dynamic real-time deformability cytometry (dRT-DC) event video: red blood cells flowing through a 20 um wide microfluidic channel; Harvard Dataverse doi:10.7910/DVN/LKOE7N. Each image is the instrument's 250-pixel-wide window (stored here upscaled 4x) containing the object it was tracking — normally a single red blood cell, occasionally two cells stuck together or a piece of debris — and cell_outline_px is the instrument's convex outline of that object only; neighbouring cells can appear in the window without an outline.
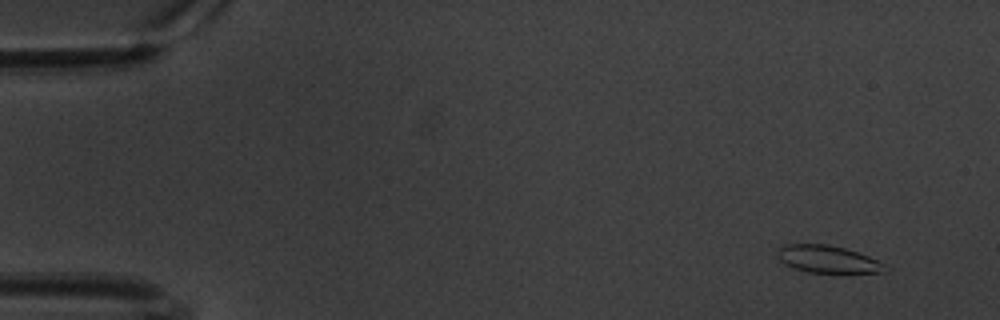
{"species": "common noctule bat (a hibernating species)", "species_latin": "Nyctalus noctula", "temperature_condition": "warm", "stored_images_in_passage": 57, "camera_frame_rate_fps": 3000, "um_per_image_px": 0.085, "animal": {"sex": "male", "body_mass_g": 20.1, "forearm_length_mm": 53.5}, "frame": {"image": 1, "passage_image": 1, "time_ms": 0.0, "image_size_px": [1000, 320], "cell_outline_px": [[892, 268], [884, 272], [808, 272], [784, 264], [776, 256], [776, 248], [784, 244], [828, 244], [844, 248], [868, 256]], "centroid_in_image_um": [70.32, 22.02], "position_along_channel_um": 14.7, "area_um2": 17.11}}
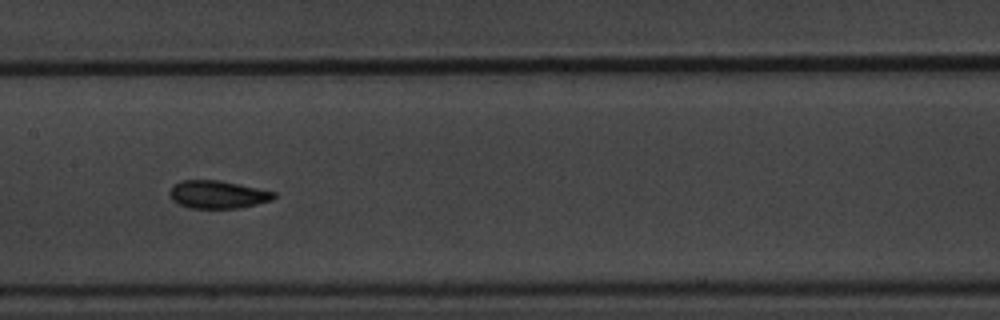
{"frame": {"image": 2, "passage_image": 27, "time_ms": 8.667, "image_size_px": [1000, 320], "cell_outline_px": [[276, 196], [272, 200], [240, 208], [188, 208], [172, 200], [168, 192], [172, 184], [180, 180], [220, 180], [276, 192]], "centroid_in_image_um": [18.47, 16.52], "position_along_channel_um": 188.9, "area_um2": 17.05}}
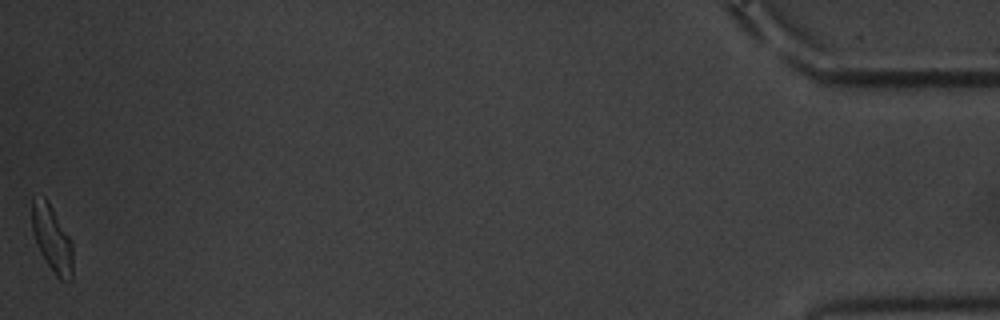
{"frame": {"image": 3, "passage_image": 57, "time_ms": 18.667, "image_size_px": [1000, 320], "cell_outline_px": [[72, 280], [60, 280], [52, 272], [44, 260], [40, 252], [32, 232], [32, 196], [44, 196], [48, 200], [68, 236], [72, 244]], "centroid_in_image_um": [4.4, 20.29], "position_along_channel_um": 430.8, "area_um2": 15.84}, "authors_computed_cell_mechanics": {"area_um2": 17.051, "velocity_mm_per_s": 3.3583, "shape_relaxation_time_tau1_ms": 3.7794, "shape_relaxation_time_tau2_ms": 2.6103, "deformation_change_tau1": 0.1191, "deformation_change_tau2": 0.085}}